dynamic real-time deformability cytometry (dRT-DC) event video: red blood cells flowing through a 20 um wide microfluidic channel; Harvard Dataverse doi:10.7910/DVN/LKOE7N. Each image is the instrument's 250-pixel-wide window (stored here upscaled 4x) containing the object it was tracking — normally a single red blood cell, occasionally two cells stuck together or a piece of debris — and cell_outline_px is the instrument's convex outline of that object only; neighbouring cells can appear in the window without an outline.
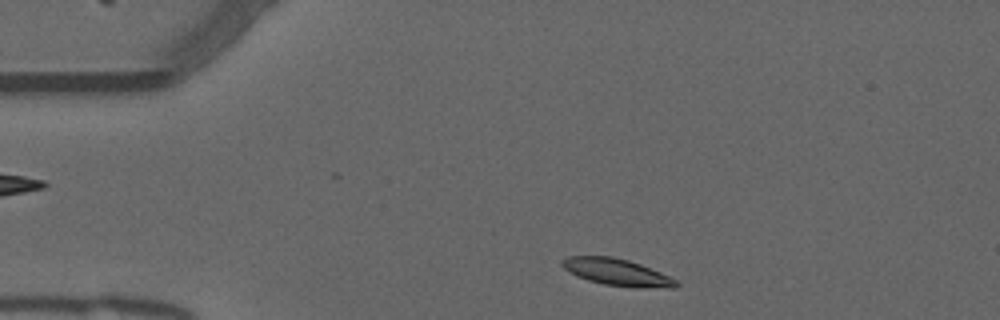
{"species": "common noctule bat (a hibernating species)", "species_latin": "Nyctalus noctula", "temperature_condition": "warm", "stored_images_in_passage": 46, "camera_frame_rate_fps": 3000, "um_per_image_px": 0.085, "animal": {"sex": "male", "forearm_length_mm": 52.5}, "frame": {"image": 1, "passage_image": 3, "time_ms": 0.667, "image_size_px": [1000, 320], "cell_outline_px": [[680, 284], [676, 288], [632, 288], [604, 284], [588, 280], [576, 276], [564, 268], [560, 264], [560, 260], [568, 256], [612, 256], [628, 260], [640, 264], [660, 272], [676, 280]], "centroid_in_image_um": [52.44, 23.15], "position_along_channel_um": 32.6, "area_um2": 18.03}}
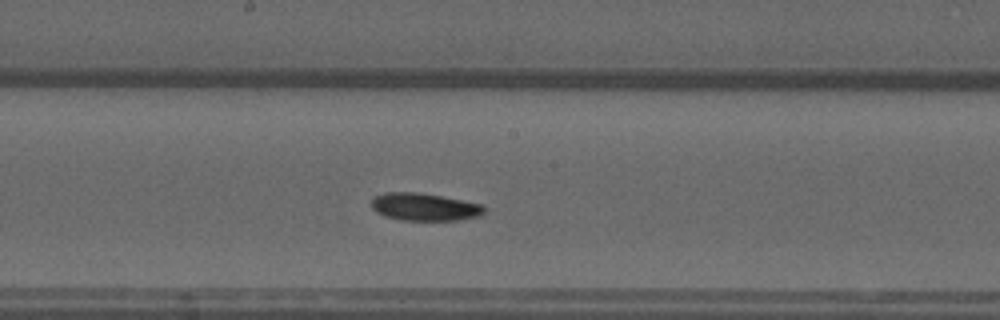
{"frame": {"image": 2, "passage_image": 21, "time_ms": 6.667, "image_size_px": [1000, 320], "cell_outline_px": [[484, 212], [480, 216], [460, 220], [400, 220], [384, 216], [376, 212], [372, 208], [372, 200], [376, 196], [388, 192], [416, 192], [440, 196], [484, 204]], "centroid_in_image_um": [36.1, 17.6], "position_along_channel_um": 212.1, "area_um2": 18.09}}
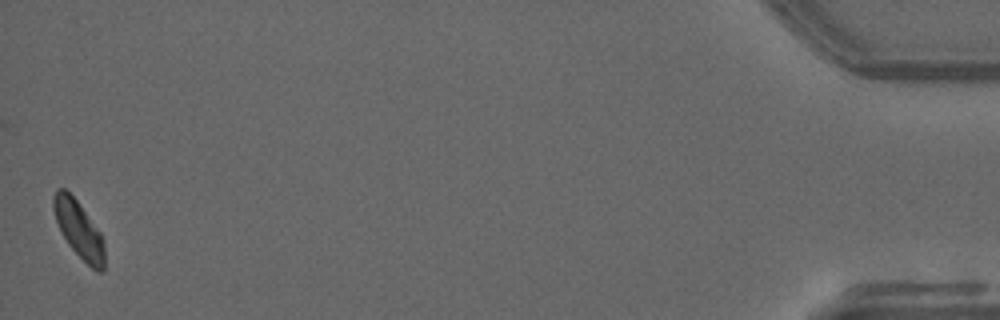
{"frame": {"image": 3, "passage_image": 46, "time_ms": 15.0, "image_size_px": [1000, 320], "cell_outline_px": [[104, 272], [96, 272], [68, 244], [56, 220], [52, 208], [52, 196], [56, 188], [64, 188], [76, 200], [100, 232], [104, 244]], "centroid_in_image_um": [6.69, 19.49], "position_along_channel_um": 428.5, "area_um2": 16.65}, "authors_computed_cell_mechanics": {"area_um2": 18.0625, "velocity_mm_per_s": 3.7701, "shape_relaxation_time_tau1_ms": 7.8799, "shape_relaxation_time_tau2_ms": 10.5332, "deformation_change_tau1": 0.1797, "deformation_change_tau2": 0.1366}}